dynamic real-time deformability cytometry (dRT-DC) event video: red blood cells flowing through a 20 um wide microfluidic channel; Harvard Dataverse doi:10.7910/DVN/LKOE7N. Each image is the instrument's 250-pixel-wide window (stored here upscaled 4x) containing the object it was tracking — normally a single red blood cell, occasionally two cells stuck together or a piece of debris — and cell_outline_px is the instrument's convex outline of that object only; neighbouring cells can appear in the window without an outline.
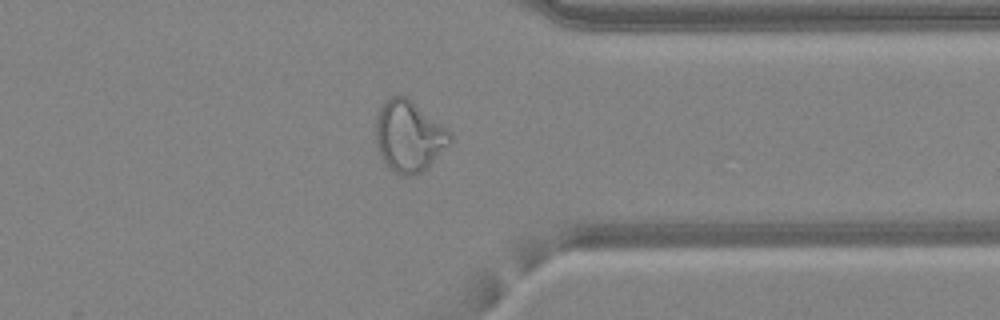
{"species": "common noctule bat (a hibernating species)", "species_latin": "Nyctalus noctula", "temperature_condition": "warm", "stored_images_in_passage": 35, "camera_frame_rate_fps": 3000, "um_per_image_px": 0.085, "animal": {"sex": "female", "body_mass_g": 24.6, "forearm_length_mm": 56.2}, "frame": {"image": 1, "passage_image": 25, "time_ms": 8.0, "image_size_px": [1000, 320], "cell_outline_px": [[452, 140], [420, 172], [408, 176], [404, 176], [388, 168], [380, 156], [376, 144], [376, 112], [392, 96], [408, 96], [452, 132]], "centroid_in_image_um": [34.73, 11.54], "position_along_channel_um": 376.7, "area_um2": 30.46}, "authors_computed_cell_mechanics": {"area_um2": 28.7844, "velocity_mm_per_s": 4.2838, "shape_relaxation_time_tau1_ms": null, "shape_relaxation_time_tau2_ms": 1.1723, "deformation_change_tau1": null, "deformation_change_tau2": 0.0967}}